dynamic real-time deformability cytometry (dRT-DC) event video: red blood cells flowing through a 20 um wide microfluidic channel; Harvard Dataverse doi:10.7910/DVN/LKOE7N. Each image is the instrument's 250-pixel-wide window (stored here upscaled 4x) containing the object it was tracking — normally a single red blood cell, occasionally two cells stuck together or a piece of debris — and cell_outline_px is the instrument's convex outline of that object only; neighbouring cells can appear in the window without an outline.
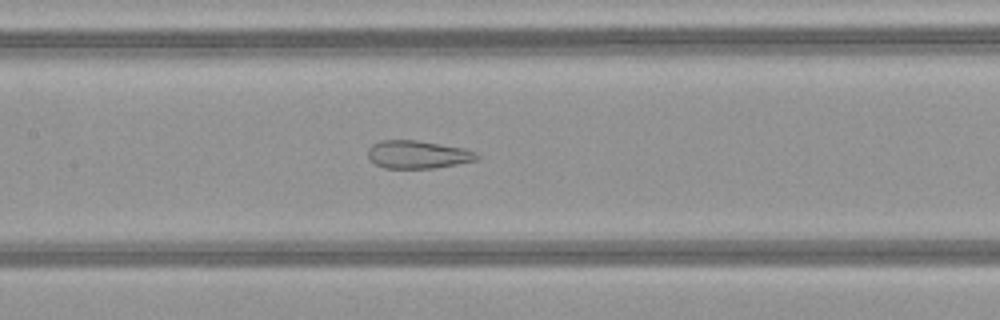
{"species": "common noctule bat (a hibernating species)", "species_latin": "Nyctalus noctula", "temperature_condition": "warm", "stored_images_in_passage": 50, "camera_frame_rate_fps": 3000, "um_per_image_px": 0.085, "animal": {"sex": "female", "body_mass_g": 21.9}, "frame": {"image": 1, "passage_image": 24, "time_ms": 7.667, "image_size_px": [1000, 320], "cell_outline_px": [[480, 156], [476, 160], [456, 164], [432, 168], [384, 168], [368, 160], [368, 148], [372, 144], [380, 140], [416, 140], [464, 148], [476, 152]], "centroid_in_image_um": [35.47, 13.13], "position_along_channel_um": 171.9, "area_um2": 17.74}}
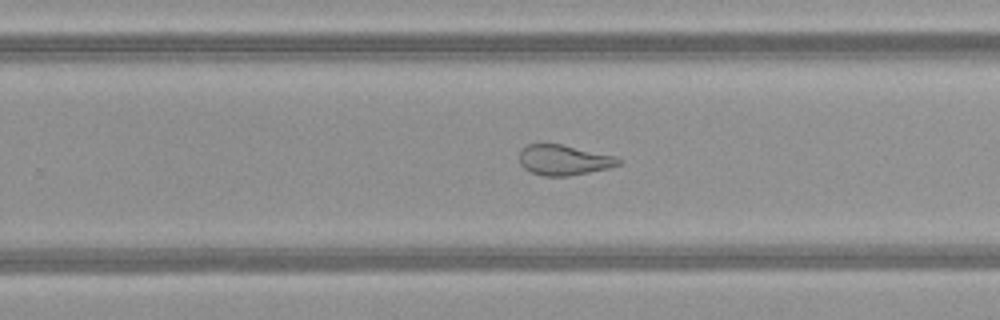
{"frame": {"image": 2, "passage_image": 32, "time_ms": 10.333, "image_size_px": [1000, 320], "cell_outline_px": [[620, 164], [608, 168], [568, 176], [544, 176], [532, 172], [524, 168], [520, 164], [520, 152], [528, 144], [560, 144], [616, 156], [620, 160]], "centroid_in_image_um": [47.92, 13.6], "position_along_channel_um": 281.9, "area_um2": 17.22}}
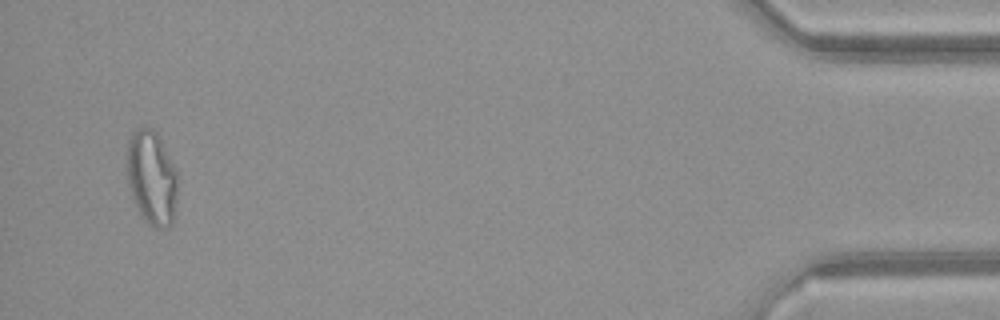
{"frame": {"image": 3, "passage_image": 48, "time_ms": 15.667, "image_size_px": [1000, 320], "cell_outline_px": [[176, 204], [172, 224], [168, 228], [156, 228], [148, 224], [140, 212], [132, 196], [128, 184], [124, 160], [128, 140], [132, 132], [136, 128], [152, 128], [160, 136], [176, 172]], "centroid_in_image_um": [12.85, 15.07], "position_along_channel_um": 422.3, "area_um2": 28.15}, "authors_computed_cell_mechanics": {"area_um2": 23.987, "velocity_mm_per_s": 4.1409, "shape_relaxation_time_tau1_ms": null, "shape_relaxation_time_tau2_ms": 1.2123, "deformation_change_tau1": null, "deformation_change_tau2": 0.1038}}